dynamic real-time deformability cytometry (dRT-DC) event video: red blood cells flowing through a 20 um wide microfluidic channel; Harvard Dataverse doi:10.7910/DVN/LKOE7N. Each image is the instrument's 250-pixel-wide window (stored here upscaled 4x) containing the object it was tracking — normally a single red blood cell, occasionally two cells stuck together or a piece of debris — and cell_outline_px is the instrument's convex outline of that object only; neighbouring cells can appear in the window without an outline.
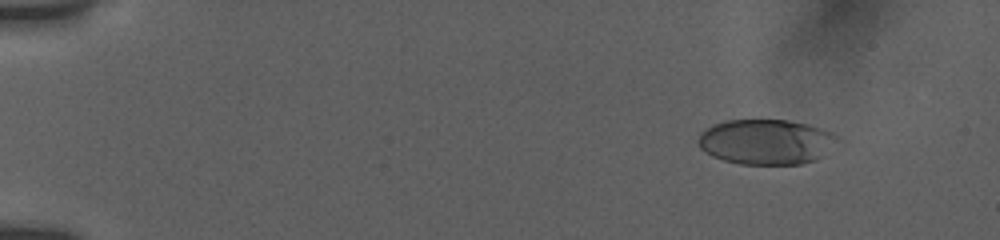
{"species": "human", "species_latin": "Homo sapiens", "temperature_condition": "room temperature", "stored_images_in_passage": 55, "camera_frame_rate_fps": 3000, "um_per_image_px": 0.085, "donor": {"sex": "female"}, "frame": {"image": 1, "passage_image": 7, "time_ms": 2.0, "image_size_px": [1000, 240], "cell_outline_px": [[836, 136], [816, 160], [800, 164], [740, 164], [724, 160], [712, 156], [700, 148], [696, 140], [700, 132], [712, 124], [724, 120], [788, 120], [808, 124], [832, 132]], "centroid_in_image_um": [64.99, 12.04], "position_along_channel_um": 20.0, "area_um2": 36.18}}
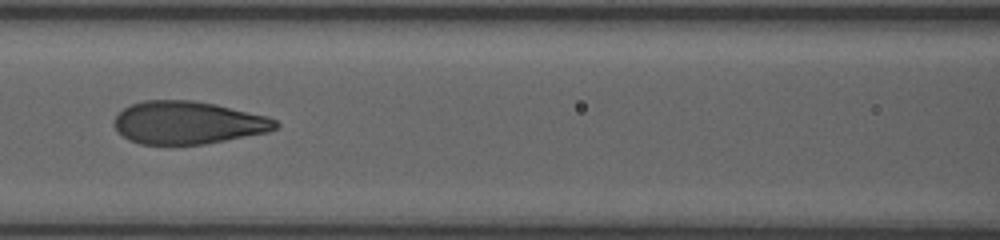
{"frame": {"image": 2, "passage_image": 27, "time_ms": 8.667, "image_size_px": [1000, 240], "cell_outline_px": [[280, 124], [276, 128], [268, 132], [204, 144], [140, 144], [128, 140], [112, 124], [116, 116], [124, 108], [132, 104], [144, 100], [192, 100], [216, 104], [268, 116], [276, 120]], "centroid_in_image_um": [15.98, 10.42], "position_along_channel_um": 150.6, "area_um2": 40.17}}
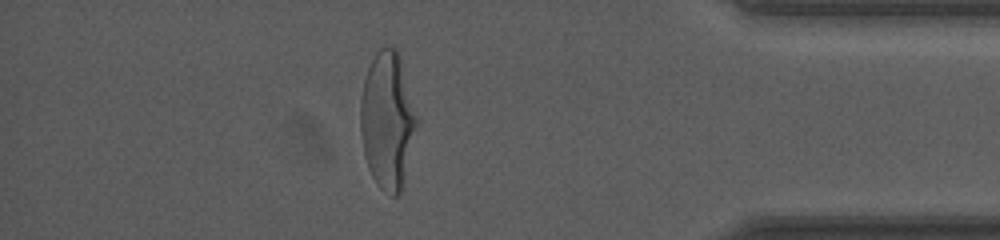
{"frame": {"image": 3, "passage_image": 49, "time_ms": 16.0, "image_size_px": [1000, 240], "cell_outline_px": [[420, 124], [400, 196], [392, 196], [384, 192], [376, 184], [368, 168], [364, 156], [360, 128], [360, 100], [364, 80], [368, 68], [376, 52], [380, 48], [396, 48], [400, 56], [420, 120]], "centroid_in_image_um": [32.98, 10.28], "position_along_channel_um": 402.2, "area_um2": 46.07}, "authors_computed_cell_mechanics": {"area_um2": 40.4022, "velocity_mm_per_s": 3.8435, "shape_relaxation_time_tau1_ms": 4.1284, "shape_relaxation_time_tau2_ms": null, "deformation_change_tau1": 0.2088, "deformation_change_tau2": null}}